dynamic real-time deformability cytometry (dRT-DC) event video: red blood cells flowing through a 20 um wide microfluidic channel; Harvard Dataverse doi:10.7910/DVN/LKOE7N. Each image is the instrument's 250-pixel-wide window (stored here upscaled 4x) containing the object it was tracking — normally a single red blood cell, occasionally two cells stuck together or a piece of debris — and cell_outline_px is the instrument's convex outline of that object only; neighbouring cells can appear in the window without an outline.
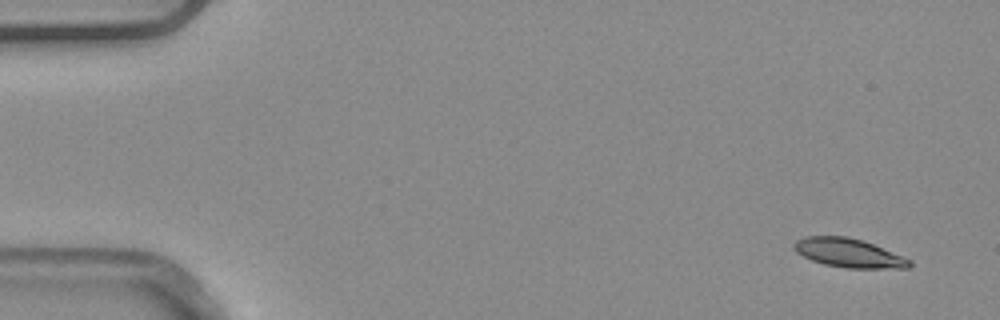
{"species": "common noctule bat (a hibernating species)", "species_latin": "Nyctalus noctula", "temperature_condition": "warm", "stored_images_in_passage": 7, "camera_frame_rate_fps": 3000, "um_per_image_px": 0.085, "animal": {"sex": "male", "body_mass_g": 20.4}, "frame": {"image": 1, "passage_image": 1, "time_ms": 0.0, "image_size_px": [1000, 320], "cell_outline_px": [[912, 264], [908, 268], [848, 268], [824, 264], [812, 260], [796, 252], [792, 248], [792, 244], [796, 240], [804, 236], [848, 236], [864, 240], [912, 260]], "centroid_in_image_um": [72.12, 21.49], "position_along_channel_um": 12.9, "area_um2": 19.54}}
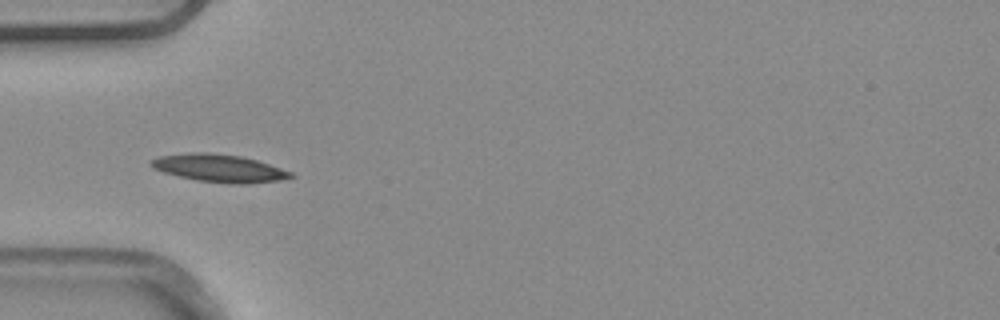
{"frame": {"image": 2, "passage_image": 4, "time_ms": 1.0, "image_size_px": [1000, 320], "cell_outline_px": [[296, 176], [280, 180], [248, 184], [236, 184], [196, 180], [164, 172], [152, 168], [148, 164], [148, 160], [156, 156], [192, 152], [208, 152], [240, 156], [256, 160], [292, 172]], "centroid_in_image_um": [18.58, 14.29], "position_along_channel_um": 66.4, "area_um2": 22.6}}